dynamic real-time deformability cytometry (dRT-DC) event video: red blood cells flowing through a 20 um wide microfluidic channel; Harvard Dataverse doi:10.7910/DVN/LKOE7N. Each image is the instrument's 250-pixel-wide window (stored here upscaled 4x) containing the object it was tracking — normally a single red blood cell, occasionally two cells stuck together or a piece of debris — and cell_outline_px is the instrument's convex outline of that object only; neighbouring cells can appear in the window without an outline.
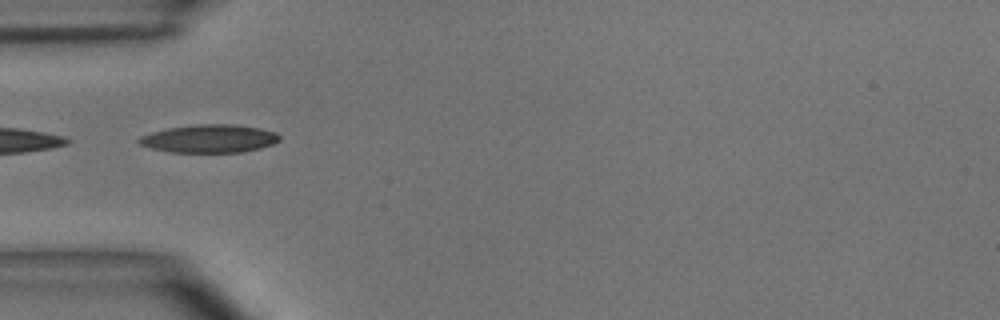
{"species": "common noctule bat (a hibernating species)", "species_latin": "Nyctalus noctula", "temperature_condition": "room temperature", "stored_images_in_passage": 4, "camera_frame_rate_fps": 3000, "um_per_image_px": 0.085, "animal": {"sex": "male", "body_mass_g": 15.6}, "frame": {"image": 1, "passage_image": 4, "time_ms": 1.0, "image_size_px": [1000, 320], "cell_outline_px": [[280, 140], [272, 144], [260, 148], [240, 152], [168, 152], [152, 148], [140, 144], [136, 140], [140, 136], [152, 132], [168, 128], [196, 124], [232, 124], [260, 128], [276, 132], [280, 136]], "centroid_in_image_um": [17.79, 11.78], "position_along_channel_um": 67.2, "area_um2": 22.95}}